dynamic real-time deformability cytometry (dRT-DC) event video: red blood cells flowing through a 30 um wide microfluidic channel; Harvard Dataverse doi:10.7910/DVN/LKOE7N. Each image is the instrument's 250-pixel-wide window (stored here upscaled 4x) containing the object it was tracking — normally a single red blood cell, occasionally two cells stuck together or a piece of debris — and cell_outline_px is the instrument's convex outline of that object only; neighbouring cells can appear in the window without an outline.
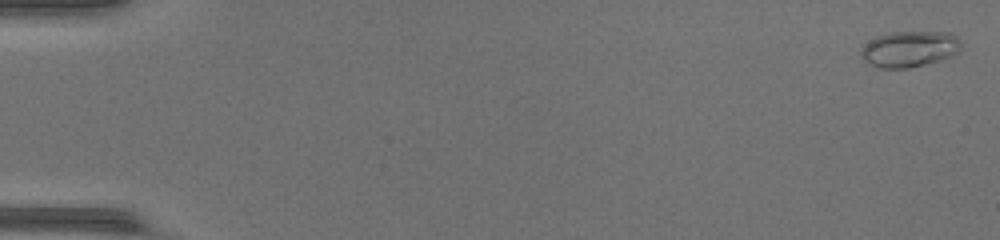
{"species": "common noctule bat (a hibernating species)", "species_latin": "Nyctalus noctula", "temperature_condition": "warm", "stored_images_in_passage": 48, "camera_frame_rate_fps": 3000, "um_per_image_px": 0.085, "animal": {"sex": "female", "body_mass_g": 17.0, "forearm_length_mm": 48.0}, "frame": {"image": 1, "passage_image": 1, "time_ms": 0.0, "image_size_px": [1000, 240], "cell_outline_px": [[960, 48], [952, 56], [924, 64], [908, 68], [880, 68], [864, 60], [860, 56], [860, 52], [864, 44], [876, 36], [888, 32], [952, 32], [960, 40]], "centroid_in_image_um": [77.28, 4.15], "position_along_channel_um": 7.7, "area_um2": 20.92}}
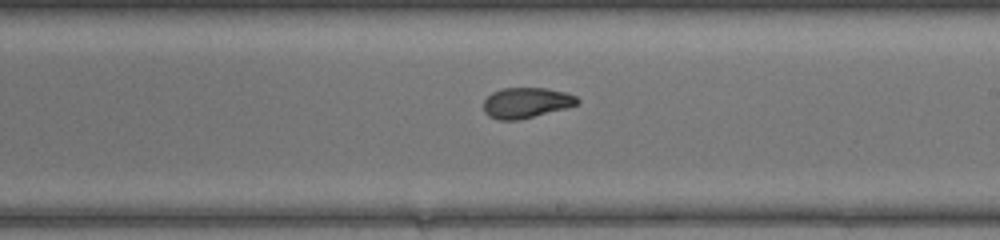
{"frame": {"image": 2, "passage_image": 29, "time_ms": 9.333, "image_size_px": [1000, 240], "cell_outline_px": [[580, 100], [576, 104], [564, 108], [516, 120], [500, 120], [488, 116], [484, 112], [484, 100], [492, 92], [504, 88], [544, 88], [564, 92], [576, 96]], "centroid_in_image_um": [44.68, 8.72], "position_along_channel_um": 244.3, "area_um2": 16.3}}
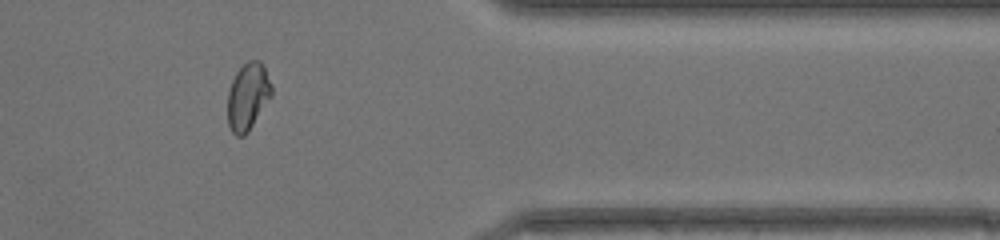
{"frame": {"image": 3, "passage_image": 40, "time_ms": 13.0, "image_size_px": [1000, 240], "cell_outline_px": [[272, 96], [248, 132], [244, 136], [236, 136], [232, 132], [228, 124], [228, 92], [232, 80], [236, 72], [248, 60], [260, 60], [272, 84]], "centroid_in_image_um": [21.07, 8.21], "position_along_channel_um": 390.3, "area_um2": 17.22}, "authors_computed_cell_mechanics": {"area_um2": 17.6579, "velocity_mm_per_s": 4.4254, "shape_relaxation_time_tau1_ms": null, "shape_relaxation_time_tau2_ms": 1.4767, "deformation_change_tau1": null, "deformation_change_tau2": 0.0674}}